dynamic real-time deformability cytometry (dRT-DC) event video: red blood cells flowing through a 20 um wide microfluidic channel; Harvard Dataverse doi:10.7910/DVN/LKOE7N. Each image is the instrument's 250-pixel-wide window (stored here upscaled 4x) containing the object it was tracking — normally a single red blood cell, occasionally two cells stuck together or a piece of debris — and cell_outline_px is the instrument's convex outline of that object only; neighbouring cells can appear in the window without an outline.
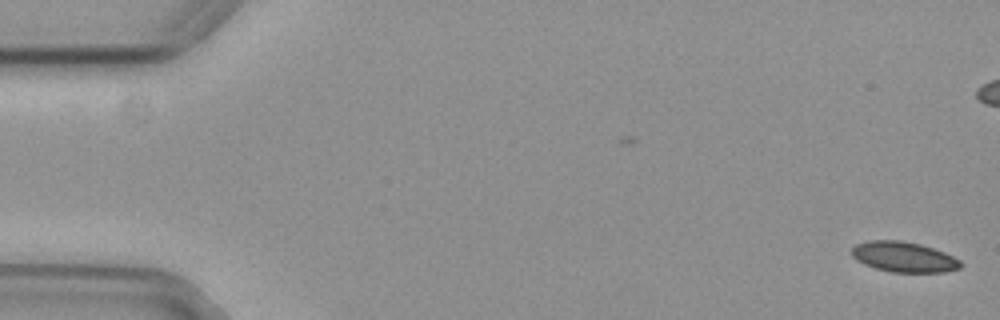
{"species": "common noctule bat (a hibernating species)", "species_latin": "Nyctalus noctula", "temperature_condition": "cold", "stored_images_in_passage": 27, "camera_frame_rate_fps": 3000, "um_per_image_px": 0.085, "animal": {"sex": "female", "body_mass_g": 29.2, "forearm_length_mm": 56.3}, "frame": {"image": 1, "passage_image": 1, "time_ms": 0.0, "image_size_px": [1000, 320], "cell_outline_px": [[964, 264], [960, 268], [944, 272], [892, 272], [876, 268], [864, 264], [856, 260], [852, 256], [852, 248], [856, 244], [868, 240], [900, 240], [920, 244], [944, 252], [960, 260]], "centroid_in_image_um": [76.82, 21.84], "position_along_channel_um": 8.2, "area_um2": 19.25}}
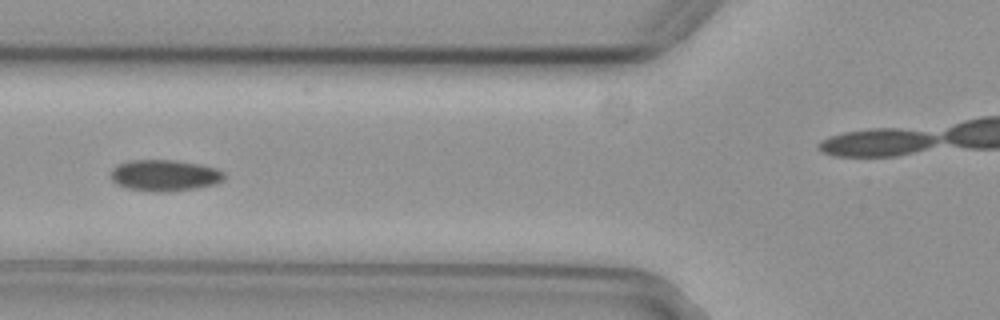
{"frame": {"image": 2, "passage_image": 21, "time_ms": 6.667, "image_size_px": [1000, 320], "cell_outline_px": [[224, 180], [216, 184], [196, 188], [164, 192], [156, 192], [124, 188], [116, 184], [112, 180], [112, 168], [116, 164], [128, 160], [176, 160], [200, 164], [216, 168], [224, 172]], "centroid_in_image_um": [13.98, 14.9], "position_along_channel_um": 111.8, "area_um2": 20.92}}
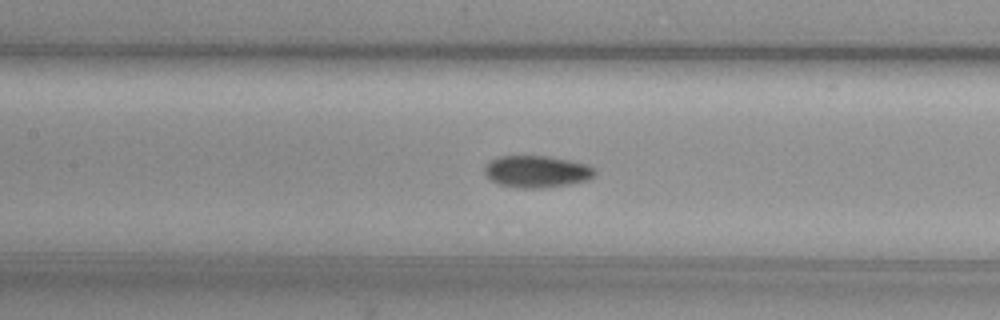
{"frame": {"image": 3, "passage_image": 25, "time_ms": 8.0, "image_size_px": [1000, 320], "cell_outline_px": [[596, 176], [588, 180], [568, 184], [544, 188], [516, 188], [496, 184], [484, 172], [484, 168], [492, 160], [500, 156], [548, 156], [588, 164], [596, 168]], "centroid_in_image_um": [45.67, 14.59], "position_along_channel_um": 161.7, "area_um2": 20.63}}